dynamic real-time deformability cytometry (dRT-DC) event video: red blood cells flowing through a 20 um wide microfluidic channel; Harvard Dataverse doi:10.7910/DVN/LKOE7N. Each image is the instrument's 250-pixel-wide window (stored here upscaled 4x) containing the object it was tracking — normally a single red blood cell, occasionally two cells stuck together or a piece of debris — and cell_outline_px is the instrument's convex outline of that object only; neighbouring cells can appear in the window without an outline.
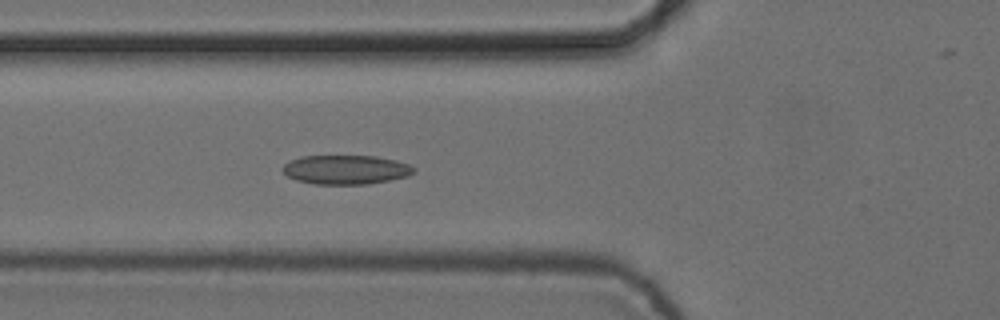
{"species": "common noctule bat (a hibernating species)", "species_latin": "Nyctalus noctula", "temperature_condition": "cold", "stored_images_in_passage": 6, "camera_frame_rate_fps": 3000, "um_per_image_px": 0.085, "animal": {"sex": "female", "body_mass_g": 24.6, "forearm_length_mm": 56.2}, "frame": {"image": 1, "passage_image": 6, "time_ms": 1.667, "image_size_px": [1000, 320], "cell_outline_px": [[416, 172], [408, 176], [368, 184], [316, 184], [296, 180], [288, 176], [280, 168], [288, 160], [300, 156], [376, 156], [396, 160], [408, 164], [416, 168]], "centroid_in_image_um": [29.38, 14.41], "position_along_channel_um": 96.4, "area_um2": 22.43}}